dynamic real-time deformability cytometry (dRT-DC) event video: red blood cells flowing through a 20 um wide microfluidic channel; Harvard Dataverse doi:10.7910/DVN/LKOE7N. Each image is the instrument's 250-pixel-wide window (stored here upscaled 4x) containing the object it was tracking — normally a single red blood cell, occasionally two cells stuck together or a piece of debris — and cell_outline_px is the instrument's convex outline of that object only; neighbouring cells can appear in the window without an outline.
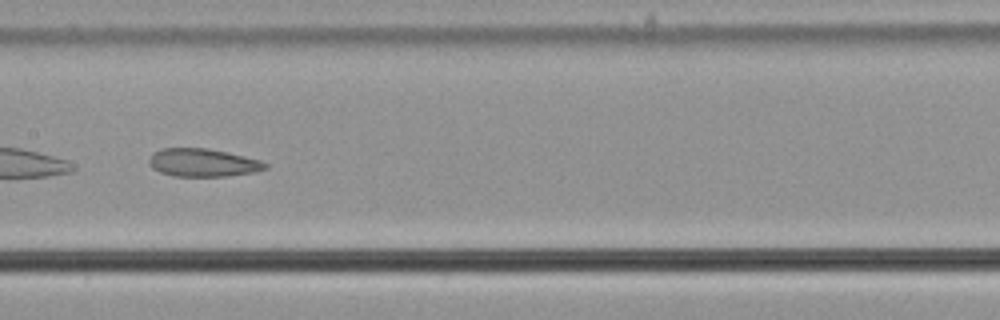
{"species": "common noctule bat (a hibernating species)", "species_latin": "Nyctalus noctula", "temperature_condition": "cold", "stored_images_in_passage": 47, "camera_frame_rate_fps": 3000, "um_per_image_px": 0.085, "animal": {"sex": "male", "body_mass_g": 21.5, "forearm_length_mm": 52.0}, "frame": {"image": 1, "passage_image": 24, "time_ms": 7.667, "image_size_px": [1000, 320], "cell_outline_px": [[268, 168], [252, 172], [228, 176], [172, 176], [160, 172], [152, 168], [148, 164], [148, 160], [152, 152], [160, 148], [208, 148], [228, 152], [260, 160], [268, 164]], "centroid_in_image_um": [17.2, 13.82], "position_along_channel_um": 190.2, "area_um2": 19.13}}
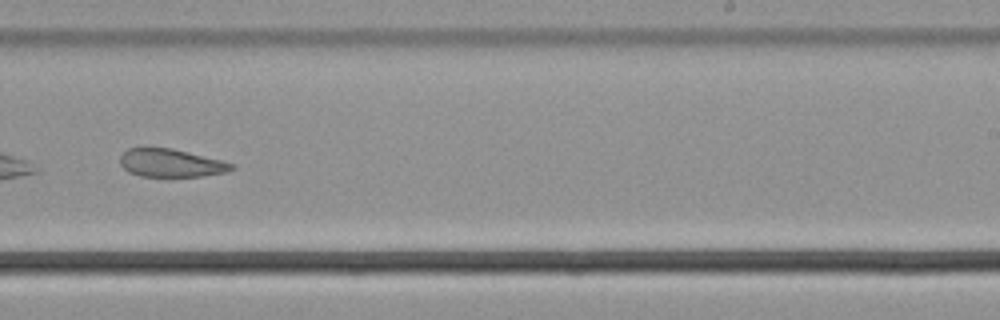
{"frame": {"image": 2, "passage_image": 31, "time_ms": 10.0, "image_size_px": [1000, 320], "cell_outline_px": [[236, 168], [224, 172], [200, 176], [140, 176], [128, 172], [120, 164], [120, 156], [128, 148], [172, 148], [236, 164]], "centroid_in_image_um": [14.52, 13.85], "position_along_channel_um": 274.5, "area_um2": 18.03}}
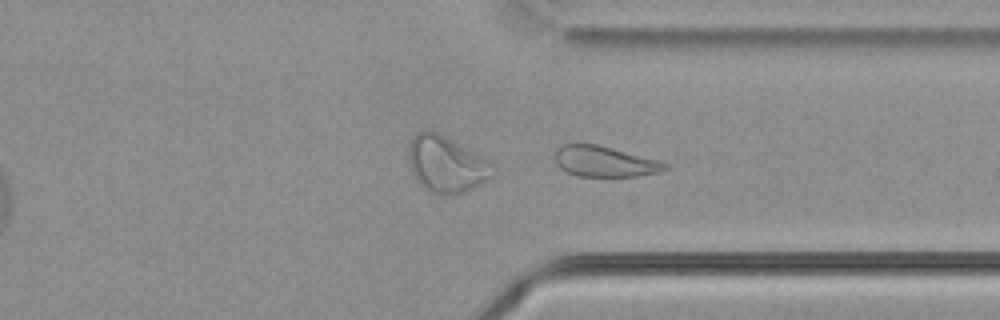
{"frame": {"image": 3, "passage_image": 38, "time_ms": 12.333, "image_size_px": [1000, 320], "cell_outline_px": [[668, 168], [660, 172], [636, 176], [576, 176], [560, 168], [556, 164], [556, 148], [564, 144], [596, 144], [612, 148], [656, 160], [668, 164]], "centroid_in_image_um": [51.36, 13.73], "position_along_channel_um": 360.0, "area_um2": 19.36}}